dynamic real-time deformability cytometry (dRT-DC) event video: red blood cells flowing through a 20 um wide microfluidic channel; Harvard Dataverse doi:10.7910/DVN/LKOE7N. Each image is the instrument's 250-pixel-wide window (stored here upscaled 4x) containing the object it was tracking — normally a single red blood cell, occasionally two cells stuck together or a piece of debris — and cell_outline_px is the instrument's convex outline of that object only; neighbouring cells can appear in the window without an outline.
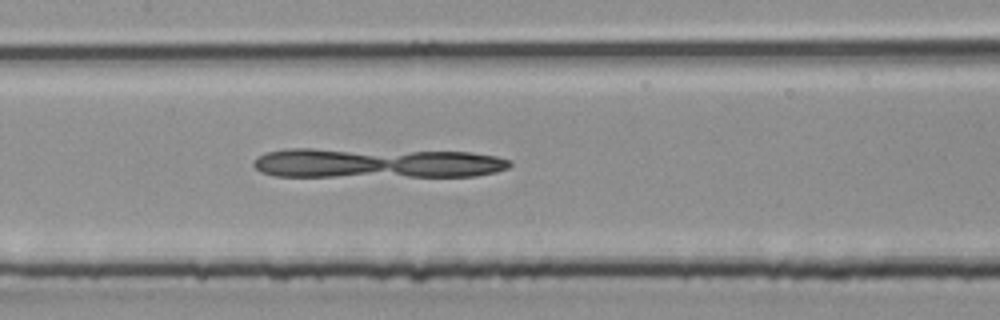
{"species": "common noctule bat (a hibernating species)", "species_latin": "Nyctalus noctula", "temperature_condition": "room temperature", "stored_images_in_passage": 26, "camera_frame_rate_fps": 3000, "um_per_image_px": 0.085, "animal": {"sex": "male", "body_mass_g": 20.4}, "frame": {"image": 1, "passage_image": 10, "time_ms": 3.0, "image_size_px": [1000, 320], "cell_outline_px": [[512, 164], [508, 168], [496, 172], [476, 176], [276, 176], [260, 172], [252, 164], [256, 156], [264, 152], [288, 148], [312, 148], [472, 152], [496, 156], [512, 160]], "centroid_in_image_um": [31.99, 13.85], "position_along_channel_um": 175.4, "area_um2": 45.26}}
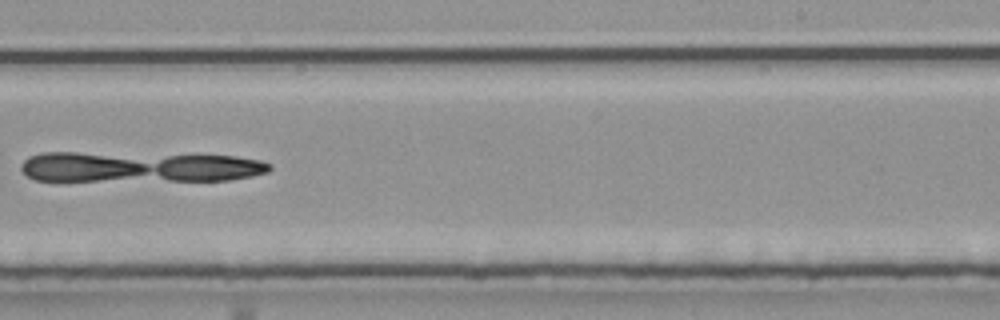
{"frame": {"image": 2, "passage_image": 15, "time_ms": 4.667, "image_size_px": [1000, 320], "cell_outline_px": [[272, 168], [268, 172], [252, 176], [228, 180], [36, 180], [28, 176], [20, 168], [20, 164], [28, 156], [40, 152], [76, 152], [236, 156], [260, 160], [272, 164]], "centroid_in_image_um": [11.83, 14.18], "position_along_channel_um": 277.2, "area_um2": 44.22}}
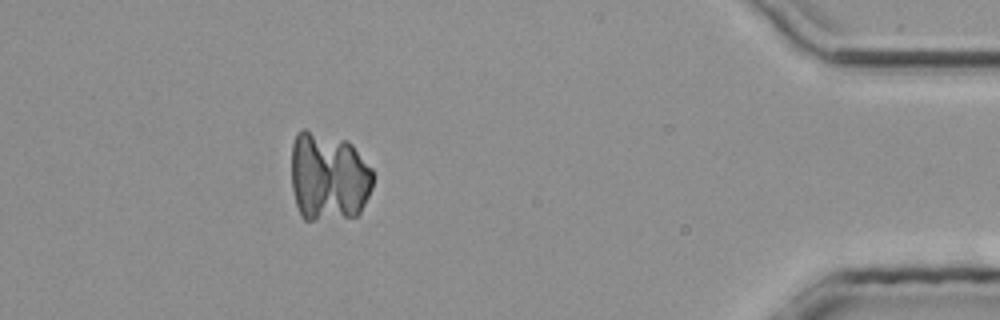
{"frame": {"image": 3, "passage_image": 24, "time_ms": 7.667, "image_size_px": [1000, 320], "cell_outline_px": [[372, 188], [360, 212], [356, 216], [316, 220], [304, 220], [300, 216], [296, 204], [292, 188], [292, 144], [296, 132], [300, 128], [304, 128], [344, 140], [352, 144], [372, 168]], "centroid_in_image_um": [27.9, 15.02], "position_along_channel_um": 407.3, "area_um2": 42.71}}